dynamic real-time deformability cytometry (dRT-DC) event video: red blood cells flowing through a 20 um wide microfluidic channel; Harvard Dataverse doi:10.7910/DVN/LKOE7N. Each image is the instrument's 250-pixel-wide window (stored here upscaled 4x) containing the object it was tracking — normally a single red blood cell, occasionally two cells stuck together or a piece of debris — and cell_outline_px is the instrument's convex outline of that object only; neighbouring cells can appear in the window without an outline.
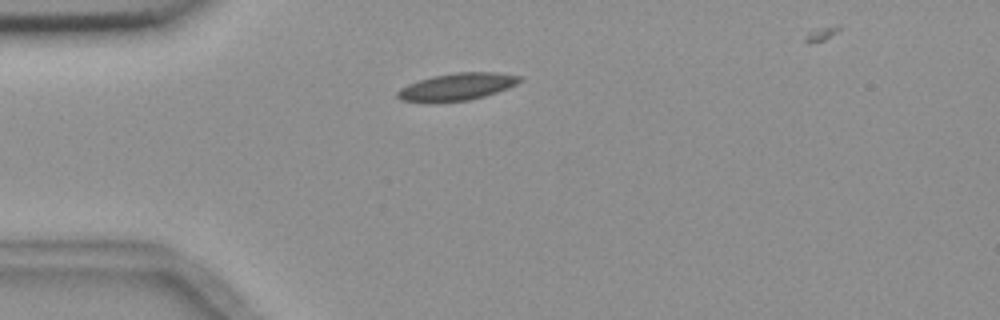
{"species": "common noctule bat (a hibernating species)", "species_latin": "Nyctalus noctula", "temperature_condition": "room temperature", "stored_images_in_passage": 3, "camera_frame_rate_fps": 3000, "um_per_image_px": 0.085, "animal": {"sex": "female", "body_mass_g": 18.4}, "frame": {"image": 1, "passage_image": 3, "time_ms": 2.333, "image_size_px": [1000, 320], "cell_outline_px": [[520, 80], [516, 84], [508, 88], [484, 96], [468, 100], [436, 104], [424, 104], [400, 100], [396, 96], [396, 92], [400, 88], [408, 84], [432, 76], [456, 72], [500, 72], [520, 76]], "centroid_in_image_um": [38.76, 7.41], "position_along_channel_um": 46.2, "area_um2": 19.88}}